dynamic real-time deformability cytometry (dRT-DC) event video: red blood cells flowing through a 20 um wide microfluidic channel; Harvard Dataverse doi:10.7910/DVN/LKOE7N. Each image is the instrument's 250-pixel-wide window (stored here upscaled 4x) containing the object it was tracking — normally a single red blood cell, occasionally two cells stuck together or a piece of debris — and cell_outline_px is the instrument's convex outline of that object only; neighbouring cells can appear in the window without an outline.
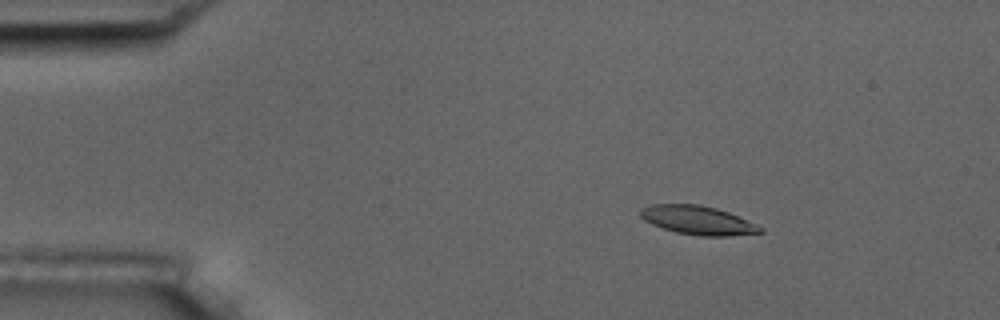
{"species": "common noctule bat (a hibernating species)", "species_latin": "Nyctalus noctula", "temperature_condition": "room temperature", "stored_images_in_passage": 5, "camera_frame_rate_fps": 3000, "um_per_image_px": 0.085, "animal": {"sex": "male", "body_mass_g": 17.5, "forearm_length_mm": 52.3}, "frame": {"image": 1, "passage_image": 2, "time_ms": 1.0, "image_size_px": [1000, 320], "cell_outline_px": [[764, 232], [728, 236], [700, 236], [676, 232], [652, 224], [644, 220], [640, 216], [640, 208], [652, 204], [700, 204], [716, 208], [728, 212], [764, 228]], "centroid_in_image_um": [59.3, 18.71], "position_along_channel_um": 25.7, "area_um2": 20.0}}